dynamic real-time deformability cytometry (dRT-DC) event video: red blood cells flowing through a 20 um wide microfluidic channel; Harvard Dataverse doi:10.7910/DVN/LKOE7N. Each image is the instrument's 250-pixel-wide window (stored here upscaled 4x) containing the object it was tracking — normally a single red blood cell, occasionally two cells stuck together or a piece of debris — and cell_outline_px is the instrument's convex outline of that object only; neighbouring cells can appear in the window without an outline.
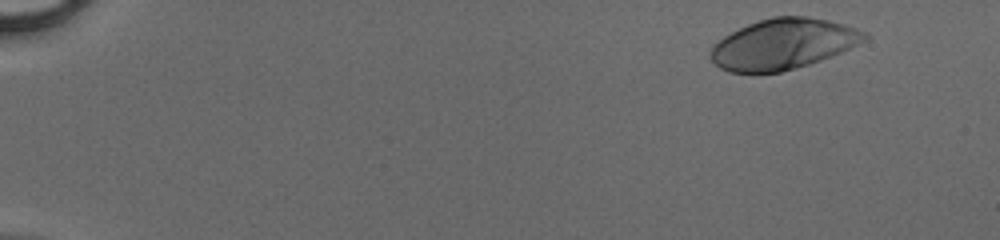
{"species": "human", "species_latin": "Homo sapiens", "temperature_condition": "cold", "stored_images_in_passage": 47, "camera_frame_rate_fps": 3000, "um_per_image_px": 0.085, "donor": {"sex": "male"}, "frame": {"image": 1, "passage_image": 2, "time_ms": 0.333, "image_size_px": [1000, 240], "cell_outline_px": [[868, 36], [864, 40], [840, 52], [820, 60], [796, 68], [780, 72], [728, 72], [720, 68], [708, 56], [708, 52], [712, 44], [724, 36], [748, 24], [772, 16], [808, 16], [828, 20], [844, 24], [868, 32]], "centroid_in_image_um": [66.52, 3.73], "position_along_channel_um": 18.5, "area_um2": 45.14}}
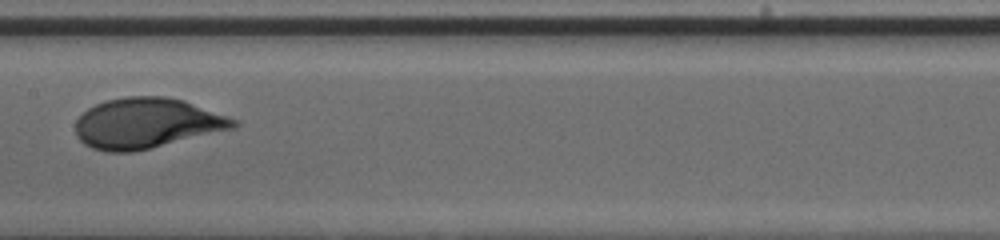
{"frame": {"image": 2, "passage_image": 25, "time_ms": 8.0, "image_size_px": [1000, 240], "cell_outline_px": [[240, 124], [236, 128], [132, 152], [104, 152], [92, 148], [84, 144], [76, 136], [76, 120], [88, 108], [104, 100], [128, 96], [168, 96], [184, 100], [240, 120]], "centroid_in_image_um": [12.49, 10.46], "position_along_channel_um": 194.9, "area_um2": 46.64}}
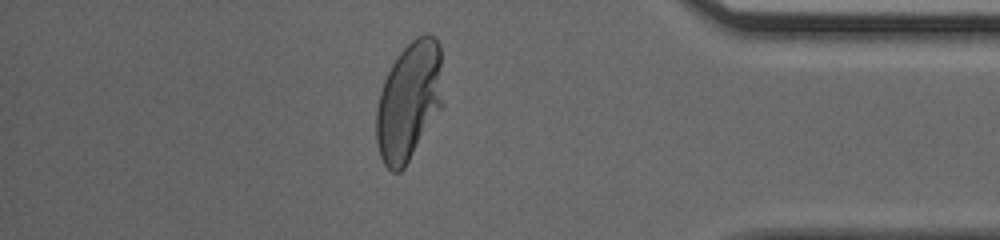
{"frame": {"image": 3, "passage_image": 41, "time_ms": 13.333, "image_size_px": [1000, 240], "cell_outline_px": [[444, 104], [404, 168], [400, 172], [392, 172], [384, 164], [380, 156], [376, 140], [376, 108], [380, 92], [384, 80], [392, 64], [400, 52], [416, 36], [424, 32], [428, 32], [440, 44]], "centroid_in_image_um": [34.78, 8.58], "position_along_channel_um": 400.4, "area_um2": 46.47}}